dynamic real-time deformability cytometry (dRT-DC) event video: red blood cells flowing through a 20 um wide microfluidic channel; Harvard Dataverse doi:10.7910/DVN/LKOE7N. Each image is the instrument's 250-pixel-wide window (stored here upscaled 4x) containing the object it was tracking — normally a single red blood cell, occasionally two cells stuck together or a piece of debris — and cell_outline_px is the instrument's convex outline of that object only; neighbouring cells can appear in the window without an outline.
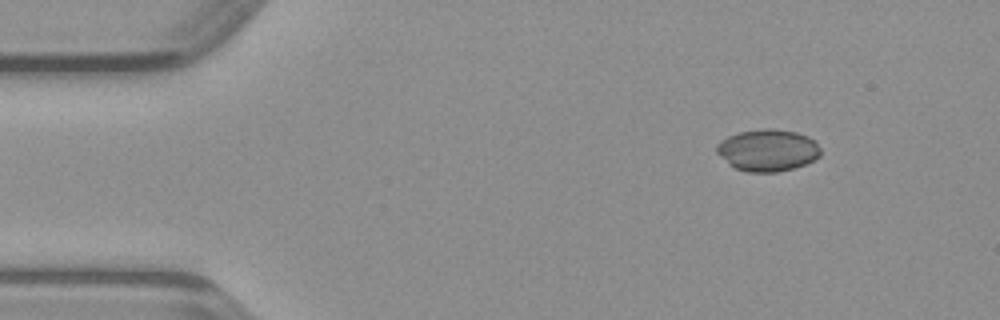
{"species": "common noctule bat (a hibernating species)", "species_latin": "Nyctalus noctula", "temperature_condition": "warm", "stored_images_in_passage": 25, "camera_frame_rate_fps": 3000, "um_per_image_px": 0.085, "animal": {"sex": "male", "body_mass_g": 23.1, "forearm_length_mm": 52.7}, "frame": {"image": 1, "passage_image": 1, "time_ms": 0.0, "image_size_px": [1000, 320], "cell_outline_px": [[820, 156], [804, 164], [792, 168], [776, 172], [748, 172], [736, 168], [728, 164], [716, 152], [716, 144], [720, 140], [728, 136], [740, 132], [764, 128], [772, 128], [796, 132], [808, 136], [820, 148]], "centroid_in_image_um": [65.22, 12.76], "position_along_channel_um": 19.8, "area_um2": 25.26}}
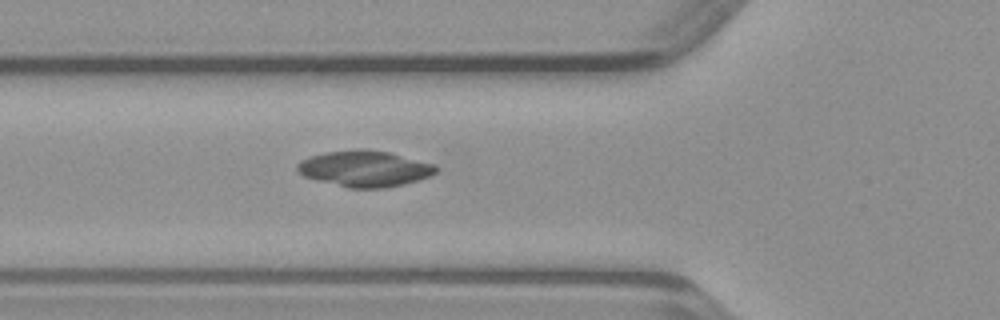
{"frame": {"image": 2, "passage_image": 12, "time_ms": 3.667, "image_size_px": [1000, 320], "cell_outline_px": [[440, 168], [432, 176], [420, 180], [404, 184], [384, 188], [348, 188], [316, 180], [304, 176], [296, 172], [296, 164], [300, 160], [308, 156], [324, 152], [356, 148], [368, 148], [388, 152], [436, 164]], "centroid_in_image_um": [30.99, 14.32], "position_along_channel_um": 94.8, "area_um2": 29.82}}
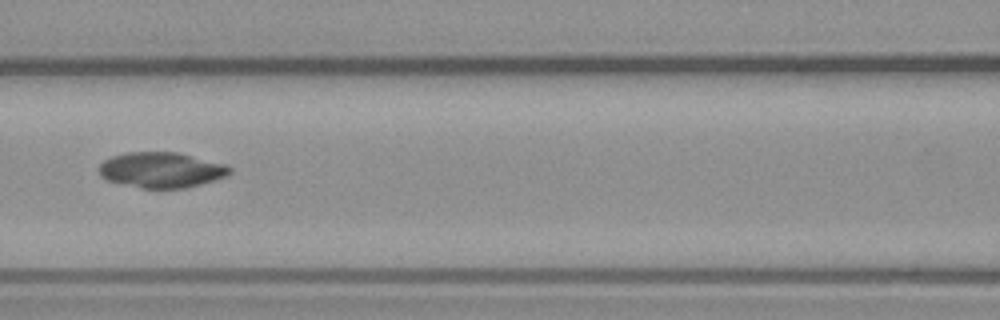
{"frame": {"image": 3, "passage_image": 16, "time_ms": 5.0, "image_size_px": [1000, 320], "cell_outline_px": [[232, 172], [224, 176], [200, 184], [184, 188], [140, 188], [108, 180], [100, 176], [100, 164], [104, 160], [112, 156], [128, 152], [176, 152], [228, 164], [232, 168]], "centroid_in_image_um": [13.73, 14.44], "position_along_channel_um": 152.9, "area_um2": 26.88}}